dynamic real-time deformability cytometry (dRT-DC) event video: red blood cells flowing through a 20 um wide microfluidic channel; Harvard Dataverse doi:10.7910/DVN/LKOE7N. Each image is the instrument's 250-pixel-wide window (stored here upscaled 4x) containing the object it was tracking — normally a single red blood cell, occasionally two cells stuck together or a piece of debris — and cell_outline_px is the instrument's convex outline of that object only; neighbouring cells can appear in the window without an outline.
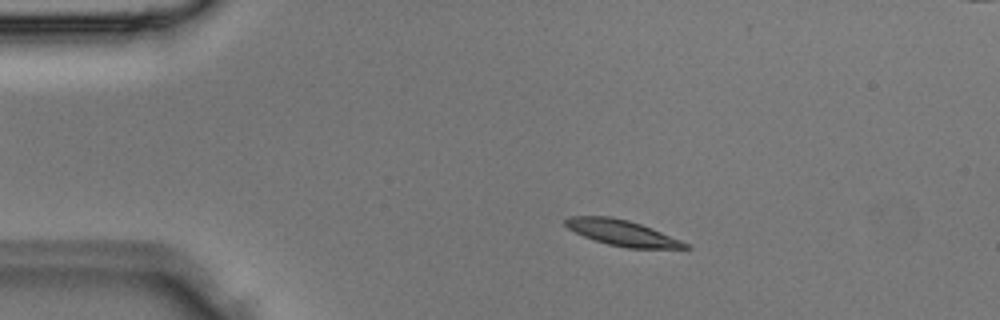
{"species": "Egyptian fruit bat (a non-hibernating species)", "species_latin": "Rousettus aegyptiacus", "temperature_condition": "room temperature", "stored_images_in_passage": 3, "camera_frame_rate_fps": 3000, "um_per_image_px": 0.085, "animal": {"sex": "male"}, "frame": {"image": 1, "passage_image": 2, "time_ms": 0.333, "image_size_px": [1000, 320], "cell_outline_px": [[692, 248], [628, 248], [608, 244], [584, 236], [568, 228], [564, 224], [564, 220], [568, 216], [612, 216], [628, 220], [652, 228], [680, 240], [688, 244]], "centroid_in_image_um": [52.86, 19.78], "position_along_channel_um": 32.1, "area_um2": 17.74}}